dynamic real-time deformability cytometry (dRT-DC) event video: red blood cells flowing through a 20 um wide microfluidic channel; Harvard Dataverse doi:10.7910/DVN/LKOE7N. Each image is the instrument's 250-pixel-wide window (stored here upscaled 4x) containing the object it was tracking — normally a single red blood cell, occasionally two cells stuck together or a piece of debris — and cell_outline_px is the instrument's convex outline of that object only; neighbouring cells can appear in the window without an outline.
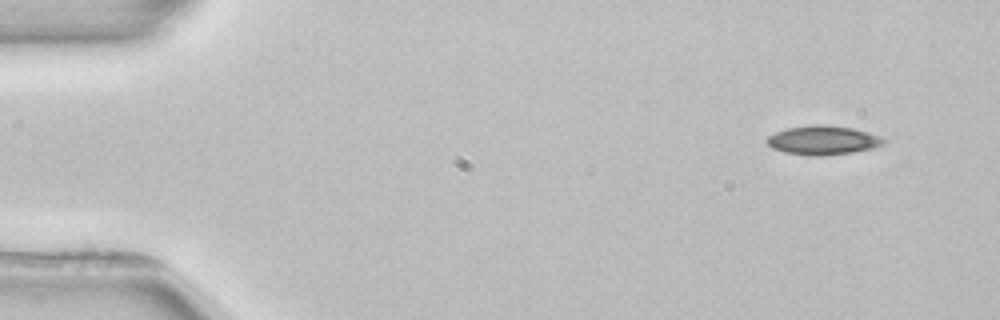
{"species": "common noctule bat (a hibernating species)", "species_latin": "Nyctalus noctula", "temperature_condition": "room temperature", "stored_images_in_passage": 4, "camera_frame_rate_fps": 3000, "um_per_image_px": 0.085, "animal": {"sex": "female", "body_mass_g": 22.7, "forearm_length_mm": 54.2}, "frame": {"image": 1, "passage_image": 1, "time_ms": 0.0, "image_size_px": [1000, 320], "cell_outline_px": [[888, 140], [884, 144], [872, 148], [852, 152], [824, 156], [812, 156], [784, 152], [772, 148], [764, 140], [768, 136], [776, 132], [788, 128], [812, 124], [824, 124], [852, 128], [868, 132], [880, 136]], "centroid_in_image_um": [69.95, 11.92], "position_along_channel_um": 15.0, "area_um2": 19.88}}
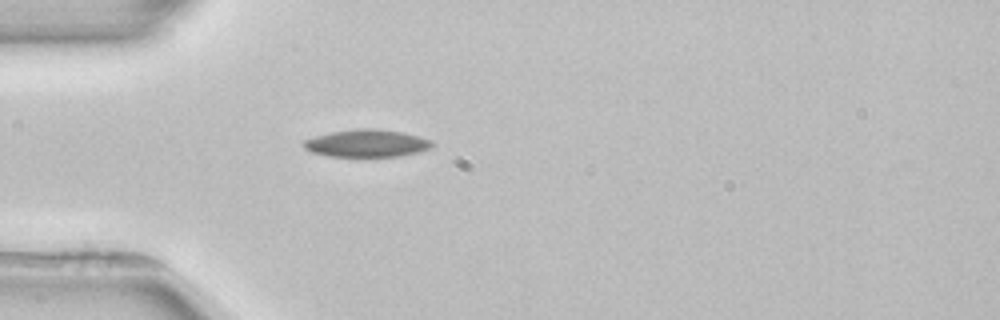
{"frame": {"image": 2, "passage_image": 4, "time_ms": 3.667, "image_size_px": [1000, 320], "cell_outline_px": [[436, 144], [428, 148], [416, 152], [400, 156], [328, 156], [312, 152], [304, 148], [300, 144], [304, 140], [316, 136], [332, 132], [356, 128], [372, 128], [404, 132], [420, 136], [432, 140]], "centroid_in_image_um": [31.17, 12.17], "position_along_channel_um": 53.8, "area_um2": 20.58}}